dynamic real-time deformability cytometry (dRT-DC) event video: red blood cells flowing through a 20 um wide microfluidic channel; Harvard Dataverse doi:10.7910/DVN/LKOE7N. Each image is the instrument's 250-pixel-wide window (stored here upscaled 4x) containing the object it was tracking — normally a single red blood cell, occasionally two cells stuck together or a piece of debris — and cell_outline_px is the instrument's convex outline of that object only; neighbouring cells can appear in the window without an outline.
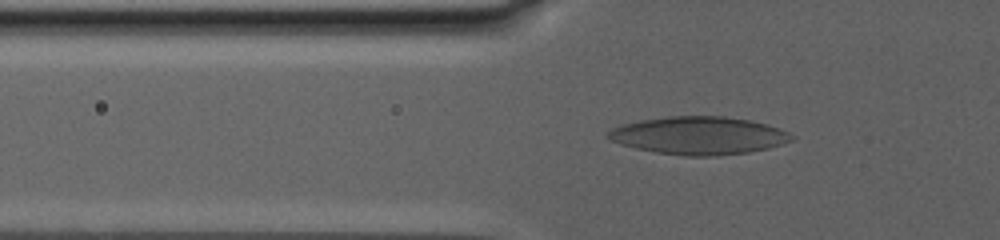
{"species": "human", "species_latin": "Homo sapiens", "temperature_condition": "warm", "stored_images_in_passage": 82, "camera_frame_rate_fps": 3000, "um_per_image_px": 0.085, "donor": {"sex": "male"}, "frame": {"image": 1, "passage_image": 33, "time_ms": 10.333, "image_size_px": [1000, 240], "cell_outline_px": [[796, 136], [792, 140], [768, 148], [748, 152], [716, 156], [684, 156], [656, 152], [636, 148], [620, 144], [604, 136], [612, 128], [620, 124], [640, 120], [668, 116], [724, 116], [748, 120], [768, 124], [780, 128]], "centroid_in_image_um": [59.39, 11.52], "position_along_channel_um": 66.4, "area_um2": 40.58}}
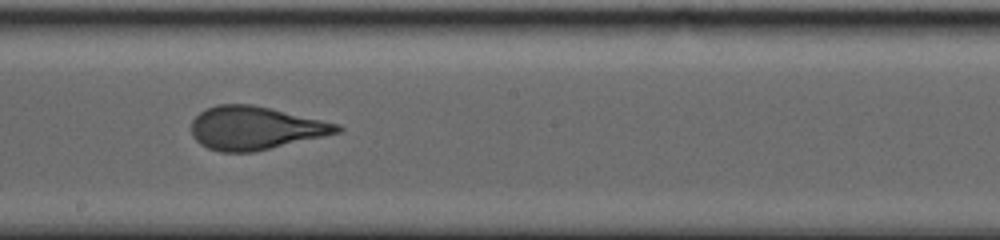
{"frame": {"image": 2, "passage_image": 54, "time_ms": 16.667, "image_size_px": [1000, 240], "cell_outline_px": [[344, 128], [340, 132], [256, 152], [220, 152], [208, 148], [200, 144], [192, 136], [192, 120], [200, 112], [216, 104], [252, 104], [340, 124]], "centroid_in_image_um": [21.69, 10.89], "position_along_channel_um": 226.5, "area_um2": 36.65}}
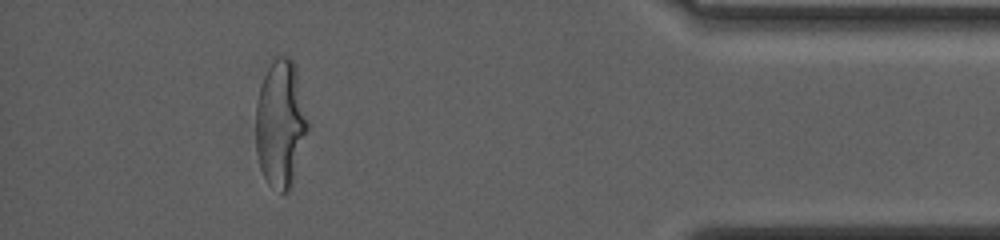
{"frame": {"image": 3, "passage_image": 75, "time_ms": 25.0, "image_size_px": [1000, 240], "cell_outline_px": [[308, 128], [292, 184], [288, 192], [280, 192], [268, 184], [260, 168], [256, 152], [256, 100], [260, 84], [272, 56], [288, 56], [296, 64], [308, 120]], "centroid_in_image_um": [23.83, 10.45], "position_along_channel_um": 411.4, "area_um2": 39.02}, "authors_computed_cell_mechanics": {"area_um2": 37.6856, "velocity_mm_per_s": 2.6592, "shape_relaxation_time_tau1_ms": 10.4939, "shape_relaxation_time_tau2_ms": 1.1367, "deformation_change_tau1": 0.2529, "deformation_change_tau2": 0.0925}}